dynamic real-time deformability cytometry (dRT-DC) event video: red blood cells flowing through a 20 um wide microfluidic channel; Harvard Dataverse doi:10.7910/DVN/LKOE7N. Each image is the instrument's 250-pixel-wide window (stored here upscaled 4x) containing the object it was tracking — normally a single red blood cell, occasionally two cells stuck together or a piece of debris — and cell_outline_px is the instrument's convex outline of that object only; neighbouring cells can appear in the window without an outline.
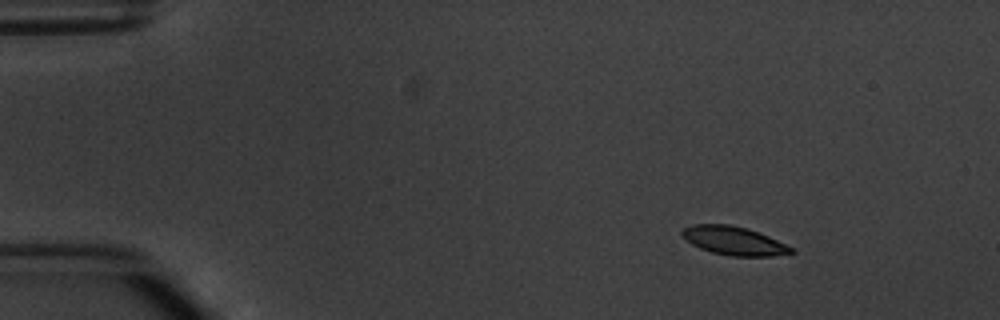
{"species": "common noctule bat (a hibernating species)", "species_latin": "Nyctalus noctula", "temperature_condition": "warm", "stored_images_in_passage": 4, "camera_frame_rate_fps": 3000, "um_per_image_px": 0.085, "animal": {"sex": "male", "body_mass_g": 20.1, "forearm_length_mm": 53.5}, "frame": {"image": 1, "passage_image": 1, "time_ms": 0.0, "image_size_px": [1000, 320], "cell_outline_px": [[796, 252], [772, 256], [732, 256], [712, 252], [700, 248], [692, 244], [680, 236], [680, 232], [684, 228], [692, 224], [728, 224], [748, 228], [760, 232], [796, 248]], "centroid_in_image_um": [62.41, 20.46], "position_along_channel_um": 22.6, "area_um2": 18.44}}
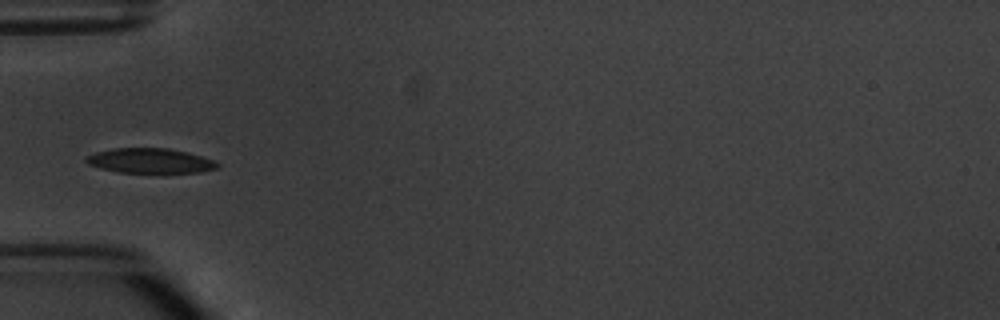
{"frame": {"image": 2, "passage_image": 4, "time_ms": 3.667, "image_size_px": [1000, 320], "cell_outline_px": [[220, 168], [200, 172], [164, 176], [156, 176], [116, 172], [100, 168], [88, 164], [84, 160], [84, 156], [96, 152], [112, 148], [168, 148], [188, 152], [216, 160], [220, 164]], "centroid_in_image_um": [12.82, 13.73], "position_along_channel_um": 72.2, "area_um2": 20.52}}